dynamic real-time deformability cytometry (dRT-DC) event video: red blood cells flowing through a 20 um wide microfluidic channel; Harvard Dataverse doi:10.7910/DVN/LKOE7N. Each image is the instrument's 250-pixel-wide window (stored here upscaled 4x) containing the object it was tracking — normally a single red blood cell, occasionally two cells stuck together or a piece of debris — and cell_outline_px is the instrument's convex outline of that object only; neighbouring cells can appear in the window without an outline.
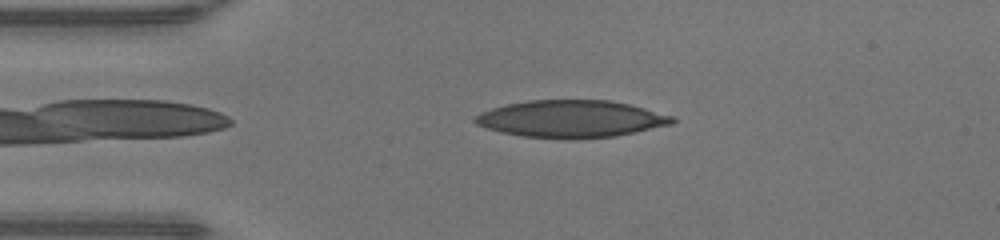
{"species": "human", "species_latin": "Homo sapiens", "temperature_condition": "warm", "stored_images_in_passage": 42, "camera_frame_rate_fps": 3000, "um_per_image_px": 0.085, "donor": {"sex": "male"}, "frame": {"image": 1, "passage_image": 5, "time_ms": 1.333, "image_size_px": [1000, 240], "cell_outline_px": [[676, 120], [672, 124], [616, 136], [524, 136], [500, 132], [476, 124], [472, 120], [472, 116], [480, 112], [492, 108], [508, 104], [528, 100], [608, 100], [628, 104], [676, 116]], "centroid_in_image_um": [48.54, 10.06], "position_along_channel_um": 36.5, "area_um2": 41.67}}
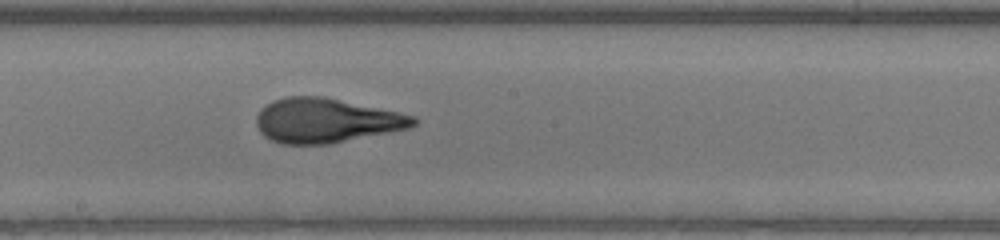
{"frame": {"image": 2, "passage_image": 20, "time_ms": 6.333, "image_size_px": [1000, 240], "cell_outline_px": [[420, 120], [416, 124], [408, 128], [328, 144], [284, 144], [272, 140], [264, 136], [260, 132], [256, 124], [256, 116], [260, 108], [264, 104], [272, 100], [284, 96], [324, 96], [400, 112], [416, 116]], "centroid_in_image_um": [27.7, 10.22], "position_along_channel_um": 220.5, "area_um2": 40.92}}
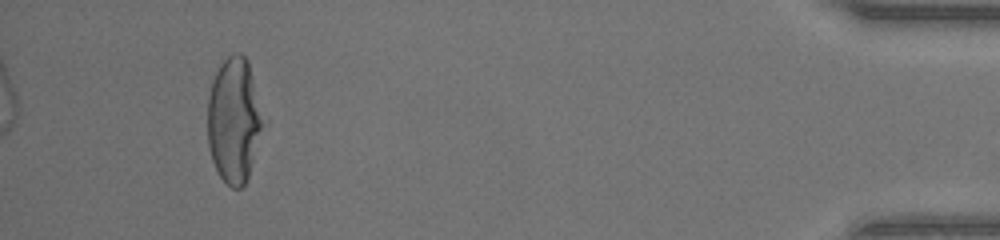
{"frame": {"image": 3, "passage_image": 39, "time_ms": 12.667, "image_size_px": [1000, 240], "cell_outline_px": [[268, 124], [248, 176], [244, 184], [240, 188], [232, 188], [220, 176], [212, 160], [208, 148], [208, 96], [212, 80], [220, 64], [232, 52], [240, 52], [248, 60]], "centroid_in_image_um": [19.96, 10.2], "position_along_channel_um": 415.2, "area_um2": 41.79}, "authors_computed_cell_mechanics": {"area_um2": 41.1825, "velocity_mm_per_s": 4.2983, "shape_relaxation_time_tau1_ms": 7.2956, "shape_relaxation_time_tau2_ms": 0.9195, "deformation_change_tau1": 0.3183, "deformation_change_tau2": 0.089}}